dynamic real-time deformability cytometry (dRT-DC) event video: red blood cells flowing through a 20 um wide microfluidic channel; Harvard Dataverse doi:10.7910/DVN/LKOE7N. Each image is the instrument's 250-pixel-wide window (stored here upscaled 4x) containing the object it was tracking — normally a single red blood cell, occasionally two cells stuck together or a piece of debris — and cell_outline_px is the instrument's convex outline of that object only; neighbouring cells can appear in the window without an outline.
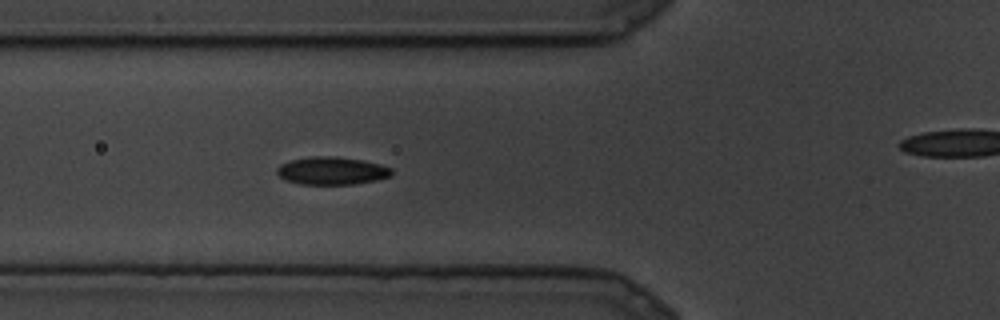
{"species": "common noctule bat (a hibernating species)", "species_latin": "Nyctalus noctula", "temperature_condition": "cold", "stored_images_in_passage": 14, "segment_of_instrument_passage": [1, 2], "camera_frame_rate_fps": 3000, "um_per_image_px": 0.085, "animal": {"sex": "male", "body_mass_g": 19.5, "forearm_length_mm": 54.6}, "frame": {"image": 1, "passage_image": 10, "time_ms": 3.0, "image_size_px": [1000, 320], "cell_outline_px": [[392, 176], [376, 180], [352, 184], [300, 184], [288, 180], [280, 176], [276, 172], [276, 168], [280, 164], [288, 160], [308, 156], [336, 156], [360, 160], [380, 164], [392, 168]], "centroid_in_image_um": [28.19, 14.5], "position_along_channel_um": 97.6, "area_um2": 18.61}}
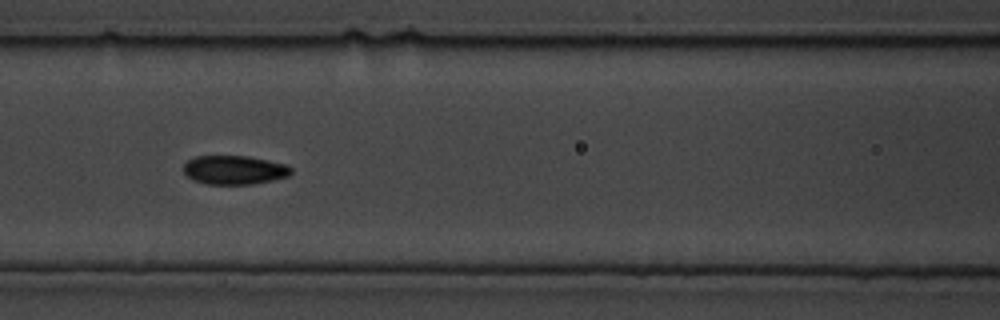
{"frame": {"image": 2, "passage_image": 12, "time_ms": 3.667, "image_size_px": [1000, 320], "cell_outline_px": [[292, 172], [288, 176], [272, 180], [252, 184], [208, 184], [192, 180], [184, 172], [184, 164], [188, 160], [196, 156], [248, 156], [288, 164], [292, 168]], "centroid_in_image_um": [19.94, 14.44], "position_along_channel_um": 146.7, "area_um2": 18.15}}